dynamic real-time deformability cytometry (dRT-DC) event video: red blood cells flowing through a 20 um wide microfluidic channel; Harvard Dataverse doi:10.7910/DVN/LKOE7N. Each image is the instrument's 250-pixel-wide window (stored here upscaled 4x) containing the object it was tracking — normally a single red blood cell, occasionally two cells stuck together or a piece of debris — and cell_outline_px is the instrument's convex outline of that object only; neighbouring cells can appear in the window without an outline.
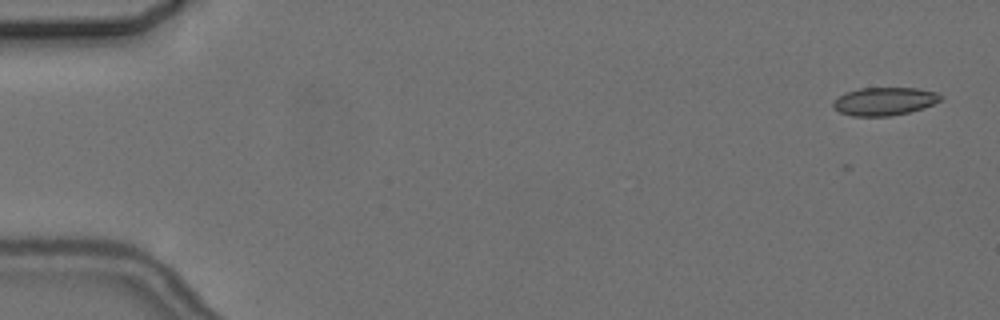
{"species": "common noctule bat (a hibernating species)", "species_latin": "Nyctalus noctula", "temperature_condition": "cold", "stored_images_in_passage": 5, "camera_frame_rate_fps": 3000, "um_per_image_px": 0.085, "animal": {"sex": "female", "body_mass_g": 24.6, "forearm_length_mm": 56.2}, "frame": {"image": 1, "passage_image": 1, "time_ms": 0.0, "image_size_px": [1000, 320], "cell_outline_px": [[944, 96], [940, 100], [924, 108], [892, 116], [852, 116], [840, 112], [832, 108], [832, 100], [844, 92], [860, 88], [916, 88], [936, 92]], "centroid_in_image_um": [75.13, 8.61], "position_along_channel_um": 9.9, "area_um2": 17.74}}